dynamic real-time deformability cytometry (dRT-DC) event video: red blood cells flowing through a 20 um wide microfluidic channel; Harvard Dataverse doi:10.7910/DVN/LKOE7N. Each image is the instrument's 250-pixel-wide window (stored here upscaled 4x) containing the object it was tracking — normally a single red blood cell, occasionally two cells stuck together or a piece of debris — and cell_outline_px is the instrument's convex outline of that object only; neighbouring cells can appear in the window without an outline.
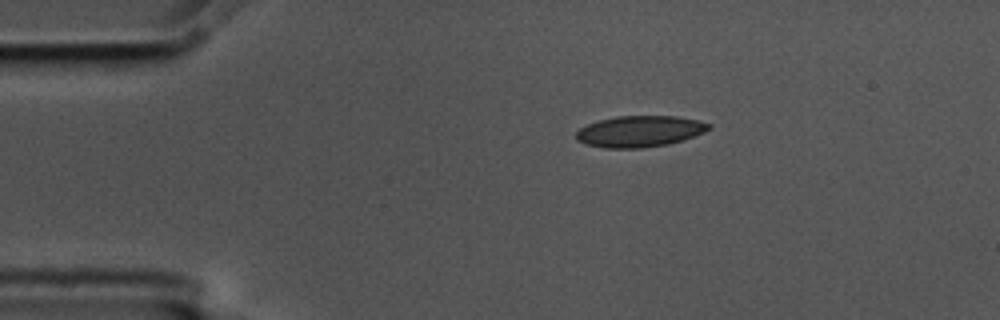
{"species": "common noctule bat (a hibernating species)", "species_latin": "Nyctalus noctula", "temperature_condition": "cold", "stored_images_in_passage": 8, "camera_frame_rate_fps": 3000, "um_per_image_px": 0.085, "animal": {"sex": "male", "body_mass_g": 17.5, "forearm_length_mm": 52.3}, "frame": {"image": 1, "passage_image": 1, "time_ms": 0.0, "image_size_px": [1000, 320], "cell_outline_px": [[712, 124], [704, 132], [684, 140], [668, 144], [640, 148], [604, 148], [584, 144], [576, 140], [576, 132], [580, 128], [588, 124], [600, 120], [616, 116], [676, 116], [696, 120]], "centroid_in_image_um": [54.34, 11.17], "position_along_channel_um": 30.7, "area_um2": 24.1}}
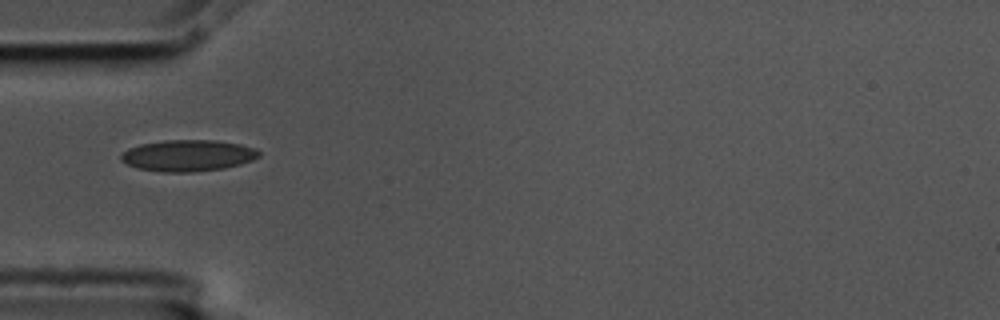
{"frame": {"image": 2, "passage_image": 3, "time_ms": 0.667, "image_size_px": [1000, 320], "cell_outline_px": [[260, 156], [252, 160], [240, 164], [224, 168], [192, 172], [164, 172], [136, 168], [120, 160], [120, 156], [128, 148], [140, 144], [164, 140], [216, 140], [240, 144], [256, 148], [260, 152]], "centroid_in_image_um": [15.98, 13.21], "position_along_channel_um": 69.0, "area_um2": 25.32}}
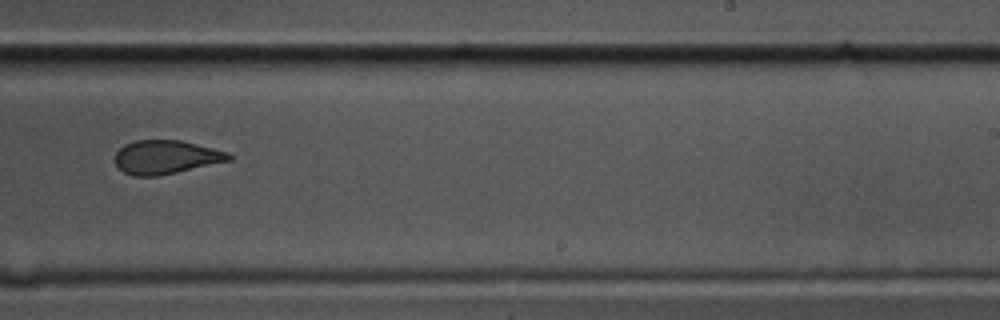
{"frame": {"image": 3, "passage_image": 8, "time_ms": 2.333, "image_size_px": [1000, 320], "cell_outline_px": [[232, 160], [176, 172], [156, 176], [132, 176], [124, 172], [116, 164], [116, 152], [124, 144], [136, 140], [180, 140], [228, 152], [232, 156]], "centroid_in_image_um": [14.1, 13.35], "position_along_channel_um": 274.9, "area_um2": 22.14}}